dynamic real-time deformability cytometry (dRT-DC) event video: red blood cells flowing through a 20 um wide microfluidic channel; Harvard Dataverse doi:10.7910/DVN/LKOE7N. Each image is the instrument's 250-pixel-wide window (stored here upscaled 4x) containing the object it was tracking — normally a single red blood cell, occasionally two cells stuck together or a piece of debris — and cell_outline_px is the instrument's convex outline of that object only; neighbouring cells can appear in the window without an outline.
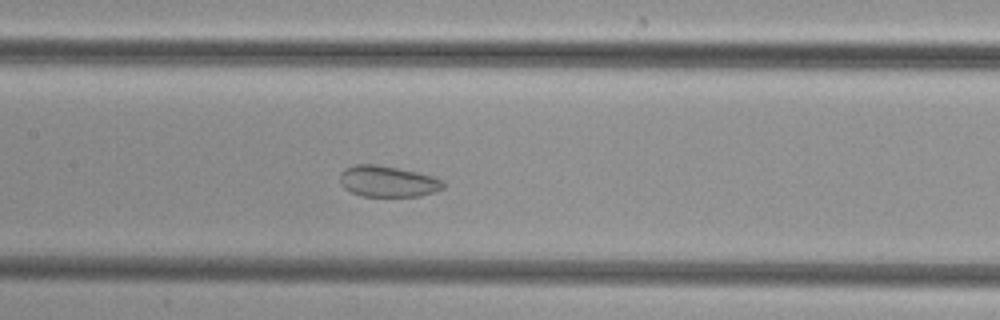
{"species": "common noctule bat (a hibernating species)", "species_latin": "Nyctalus noctula", "temperature_condition": "cold", "stored_images_in_passage": 38, "camera_frame_rate_fps": 3000, "um_per_image_px": 0.085, "animal": {"sex": "female", "body_mass_g": 29.2, "forearm_length_mm": 56.3}, "frame": {"image": 1, "passage_image": 12, "time_ms": 3.667, "image_size_px": [1000, 320], "cell_outline_px": [[444, 188], [436, 192], [420, 196], [360, 196], [344, 188], [340, 184], [340, 172], [356, 164], [376, 164], [416, 172], [432, 176], [444, 180]], "centroid_in_image_um": [32.97, 15.43], "position_along_channel_um": 174.4, "area_um2": 18.73}}
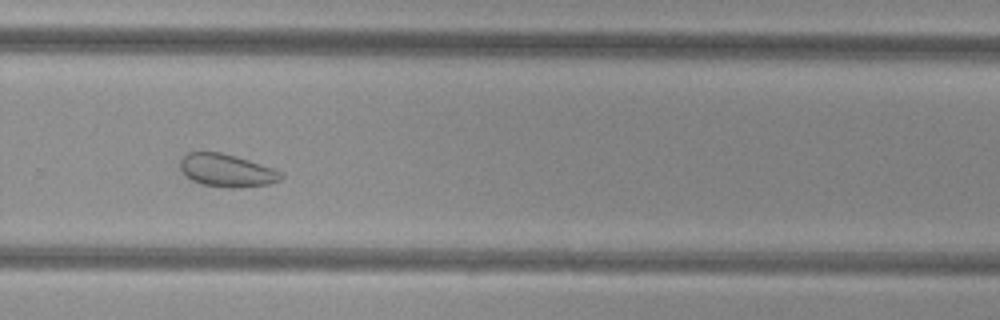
{"frame": {"image": 2, "passage_image": 22, "time_ms": 7.0, "image_size_px": [1000, 320], "cell_outline_px": [[284, 176], [280, 180], [268, 184], [232, 188], [200, 184], [192, 180], [180, 168], [180, 160], [188, 152], [220, 152], [236, 156], [284, 172]], "centroid_in_image_um": [19.29, 14.48], "position_along_channel_um": 310.5, "area_um2": 19.07}}
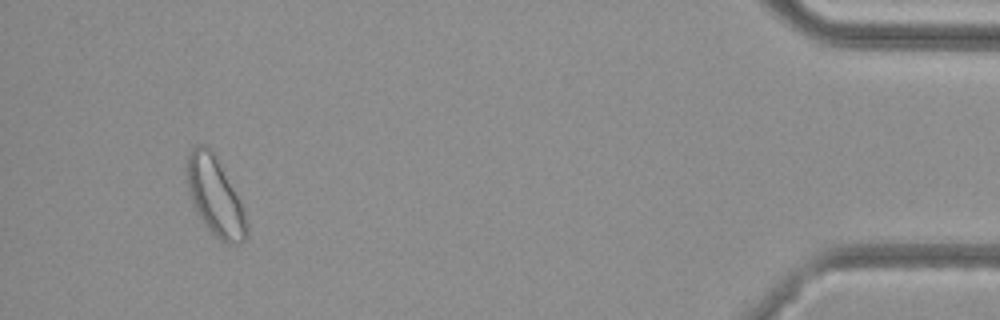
{"frame": {"image": 3, "passage_image": 35, "time_ms": 11.333, "image_size_px": [1000, 320], "cell_outline_px": [[248, 236], [240, 244], [228, 244], [220, 240], [204, 224], [196, 212], [192, 204], [188, 188], [184, 168], [188, 156], [192, 148], [196, 144], [200, 144], [208, 148], [212, 152], [240, 200], [244, 212], [248, 228]], "centroid_in_image_um": [18.26, 16.73], "position_along_channel_um": 416.9, "area_um2": 27.11}}